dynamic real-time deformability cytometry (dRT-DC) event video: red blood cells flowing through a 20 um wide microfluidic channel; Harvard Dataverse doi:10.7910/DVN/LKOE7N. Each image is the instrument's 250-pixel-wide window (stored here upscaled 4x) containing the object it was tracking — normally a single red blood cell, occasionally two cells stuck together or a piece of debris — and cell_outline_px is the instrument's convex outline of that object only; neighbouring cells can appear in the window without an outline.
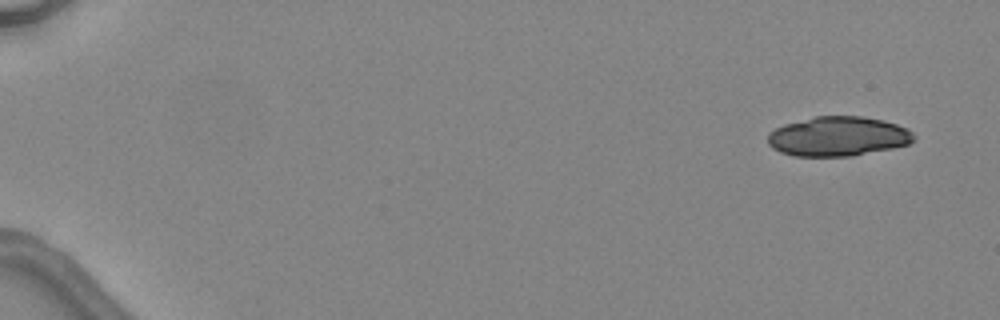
{"species": "common noctule bat (a hibernating species)", "species_latin": "Nyctalus noctula", "temperature_condition": "warm", "stored_images_in_passage": 6, "camera_frame_rate_fps": 3000, "um_per_image_px": 0.085, "animal": {"sex": "female", "body_mass_g": 24.6, "forearm_length_mm": 56.2}, "frame": {"image": 1, "passage_image": 1, "time_ms": 0.0, "image_size_px": [1000, 320], "cell_outline_px": [[916, 136], [908, 144], [892, 148], [852, 156], [792, 156], [780, 152], [772, 148], [768, 144], [768, 132], [784, 124], [816, 116], [864, 116], [884, 120], [908, 128]], "centroid_in_image_um": [71.22, 11.59], "position_along_channel_um": 13.8, "area_um2": 33.81}}